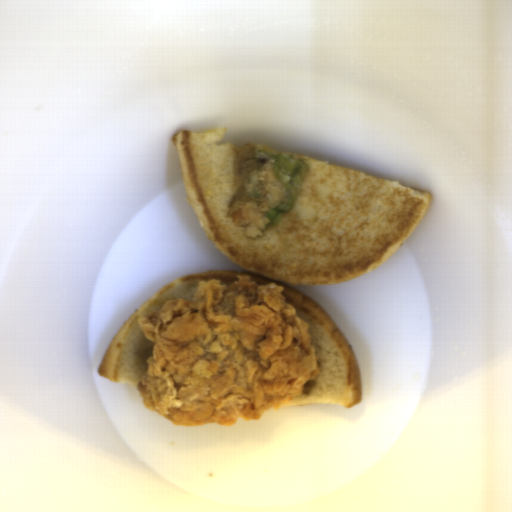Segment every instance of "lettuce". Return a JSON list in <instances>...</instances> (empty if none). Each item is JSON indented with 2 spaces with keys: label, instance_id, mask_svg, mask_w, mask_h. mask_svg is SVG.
<instances>
[{
  "label": "lettuce",
  "instance_id": "lettuce-1",
  "mask_svg": "<svg viewBox=\"0 0 512 512\" xmlns=\"http://www.w3.org/2000/svg\"><path fill=\"white\" fill-rule=\"evenodd\" d=\"M234 151L236 153L233 160L234 191L227 205L226 216L244 209L250 201L256 205L265 203L267 200L265 168L273 159V171L277 179L286 187V194L282 201L275 208L265 212L270 224L276 226L281 217L292 208L306 178L308 163L288 154L273 152L252 142L240 145Z\"/></svg>",
  "mask_w": 512,
  "mask_h": 512
}]
</instances>
